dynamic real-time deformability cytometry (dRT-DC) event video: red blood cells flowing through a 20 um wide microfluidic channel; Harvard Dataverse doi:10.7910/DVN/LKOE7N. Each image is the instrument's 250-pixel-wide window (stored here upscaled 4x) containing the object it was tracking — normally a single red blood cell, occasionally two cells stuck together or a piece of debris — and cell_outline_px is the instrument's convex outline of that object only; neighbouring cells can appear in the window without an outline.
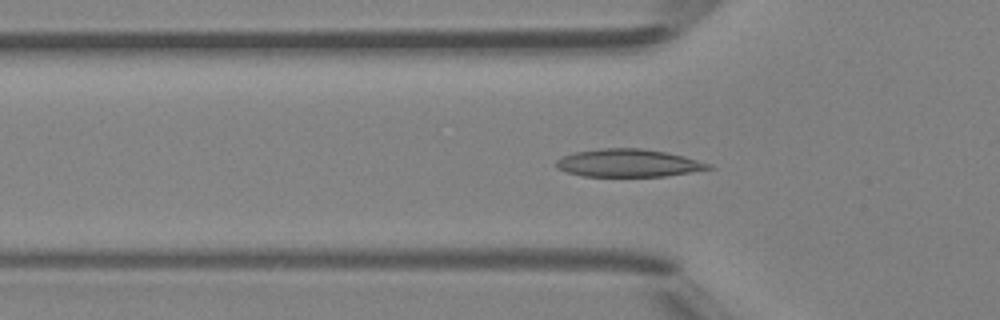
{"species": "Egyptian fruit bat (a non-hibernating species)", "species_latin": "Rousettus aegyptiacus", "temperature_condition": "room temperature", "stored_images_in_passage": 48, "camera_frame_rate_fps": 3000, "um_per_image_px": 0.085, "animal": {"sex": "female"}, "frame": {"image": 1, "passage_image": 16, "time_ms": 5.0, "image_size_px": [1000, 320], "cell_outline_px": [[716, 168], [664, 176], [584, 176], [568, 172], [556, 168], [556, 160], [560, 156], [572, 152], [600, 148], [640, 148], [664, 152], [684, 156], [712, 164]], "centroid_in_image_um": [53.39, 13.85], "position_along_channel_um": 72.4, "area_um2": 24.74}}
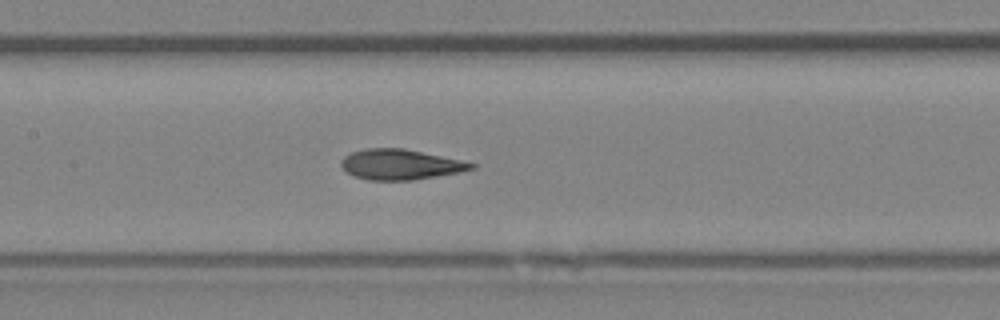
{"frame": {"image": 2, "passage_image": 23, "time_ms": 7.333, "image_size_px": [1000, 320], "cell_outline_px": [[476, 168], [460, 172], [412, 180], [368, 180], [352, 176], [340, 164], [340, 160], [344, 156], [352, 152], [364, 148], [404, 148], [460, 160], [476, 164]], "centroid_in_image_um": [34.0, 13.98], "position_along_channel_um": 173.4, "area_um2": 22.95}}
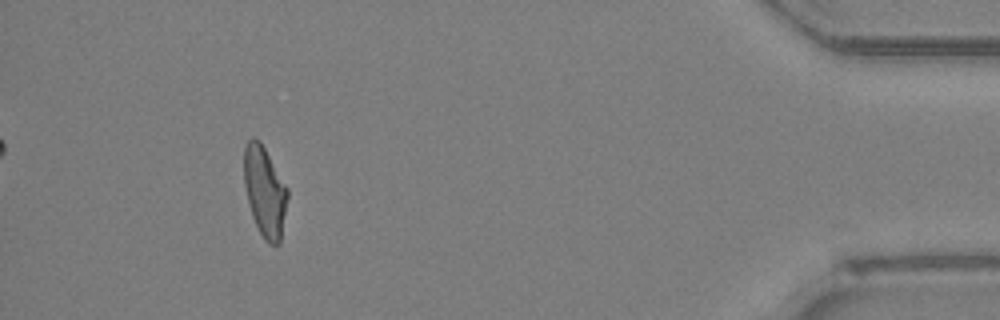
{"frame": {"image": 3, "passage_image": 44, "time_ms": 14.333, "image_size_px": [1000, 320], "cell_outline_px": [[288, 196], [280, 244], [268, 244], [264, 240], [252, 216], [244, 184], [244, 144], [252, 136], [260, 140], [288, 188]], "centroid_in_image_um": [22.5, 16.26], "position_along_channel_um": 412.7, "area_um2": 22.95}, "authors_computed_cell_mechanics": {"area_um2": 23.409, "velocity_mm_per_s": 4.3322, "shape_relaxation_time_tau1_ms": 5.5901, "shape_relaxation_time_tau2_ms": 1.3873, "deformation_change_tau1": 0.19, "deformation_change_tau2": 0.0673}}